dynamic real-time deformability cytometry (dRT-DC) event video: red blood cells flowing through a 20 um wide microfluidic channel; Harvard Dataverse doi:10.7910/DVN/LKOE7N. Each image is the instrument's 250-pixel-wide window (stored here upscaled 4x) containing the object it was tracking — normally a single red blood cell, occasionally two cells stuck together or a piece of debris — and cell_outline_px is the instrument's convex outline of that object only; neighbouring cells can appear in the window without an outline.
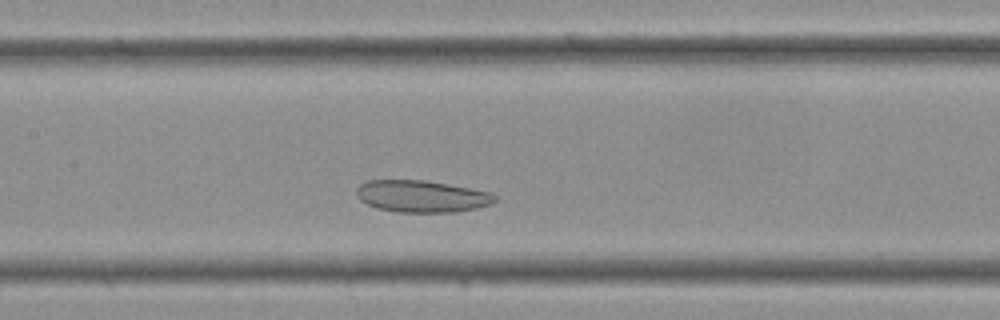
{"species": "Egyptian fruit bat (a non-hibernating species)", "species_latin": "Rousettus aegyptiacus", "temperature_condition": "cold", "stored_images_in_passage": 25, "camera_frame_rate_fps": 3000, "um_per_image_px": 0.085, "frame": {"image": 1, "passage_image": 11, "time_ms": 3.333, "image_size_px": [1000, 320], "cell_outline_px": [[496, 200], [492, 204], [476, 208], [456, 212], [396, 212], [376, 208], [360, 200], [356, 196], [356, 188], [360, 184], [368, 180], [424, 180], [492, 192], [496, 196]], "centroid_in_image_um": [35.83, 16.69], "position_along_channel_um": 171.6, "area_um2": 25.84}}
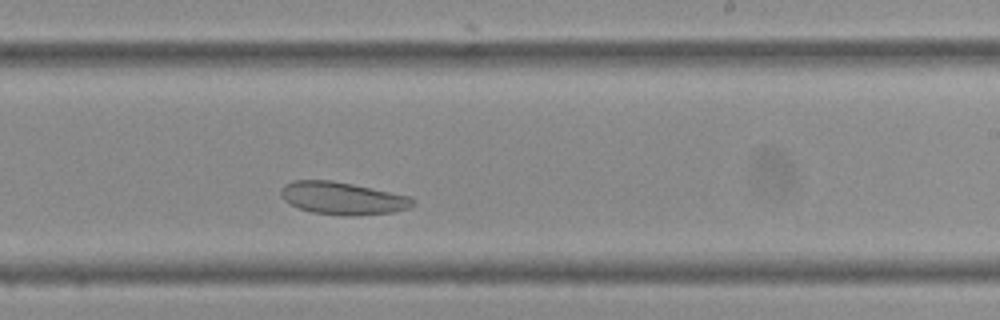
{"frame": {"image": 2, "passage_image": 16, "time_ms": 5.0, "image_size_px": [1000, 320], "cell_outline_px": [[416, 204], [408, 208], [392, 212], [356, 216], [348, 216], [312, 212], [288, 204], [280, 196], [280, 188], [284, 184], [292, 180], [332, 180], [412, 196], [416, 200]], "centroid_in_image_um": [29.12, 16.85], "position_along_channel_um": 259.9, "area_um2": 25.32}}
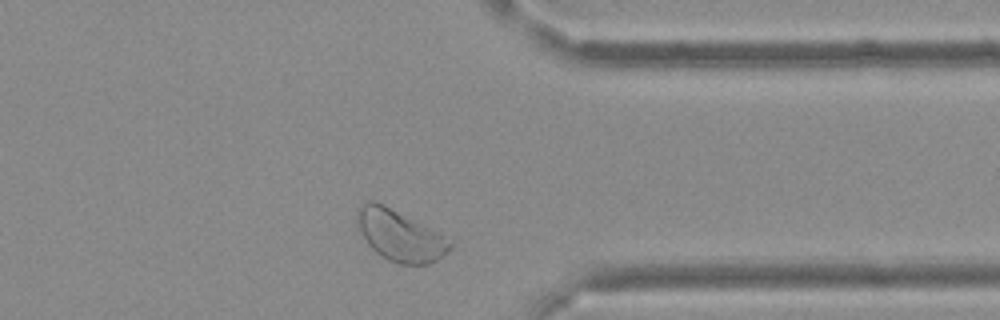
{"frame": {"image": 3, "passage_image": 23, "time_ms": 7.333, "image_size_px": [1000, 320], "cell_outline_px": [[452, 244], [448, 252], [436, 260], [428, 264], [400, 264], [388, 260], [376, 252], [368, 244], [356, 228], [356, 212], [360, 204], [368, 200], [372, 200], [384, 204], [452, 240]], "centroid_in_image_um": [33.93, 20.01], "position_along_channel_um": 377.5, "area_um2": 27.57}}